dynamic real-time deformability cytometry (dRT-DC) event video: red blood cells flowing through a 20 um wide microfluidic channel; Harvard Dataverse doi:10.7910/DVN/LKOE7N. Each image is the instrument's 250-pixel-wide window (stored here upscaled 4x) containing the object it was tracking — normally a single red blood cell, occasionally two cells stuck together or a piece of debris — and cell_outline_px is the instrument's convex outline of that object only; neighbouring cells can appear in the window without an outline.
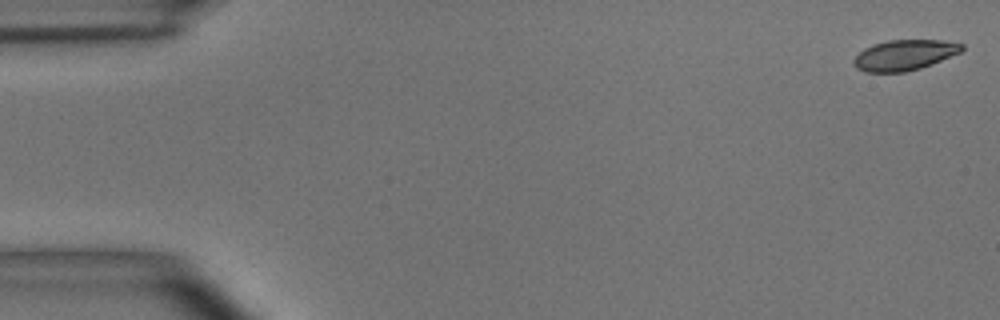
{"species": "common noctule bat (a hibernating species)", "species_latin": "Nyctalus noctula", "temperature_condition": "room temperature", "stored_images_in_passage": 47, "camera_frame_rate_fps": 3000, "um_per_image_px": 0.085, "animal": {"sex": "male", "body_mass_g": 15.6}, "frame": {"image": 1, "passage_image": 1, "time_ms": 0.0, "image_size_px": [1000, 320], "cell_outline_px": [[964, 48], [960, 52], [920, 68], [904, 72], [864, 72], [856, 68], [852, 64], [852, 60], [864, 48], [872, 44], [888, 40], [940, 40], [964, 44]], "centroid_in_image_um": [76.82, 4.68], "position_along_channel_um": 8.2, "area_um2": 19.13}}
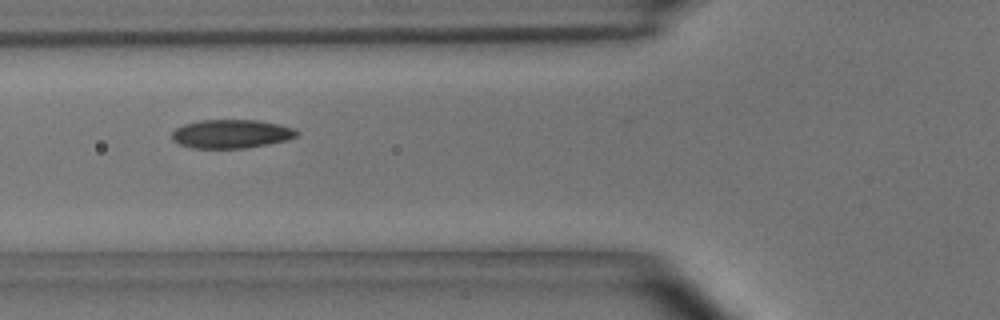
{"frame": {"image": 2, "passage_image": 20, "time_ms": 6.333, "image_size_px": [1000, 320], "cell_outline_px": [[300, 132], [296, 136], [288, 140], [268, 144], [244, 148], [192, 148], [180, 144], [172, 140], [172, 132], [176, 128], [184, 124], [200, 120], [256, 120], [280, 124], [296, 128]], "centroid_in_image_um": [19.69, 11.37], "position_along_channel_um": 106.1, "area_um2": 20.98}}
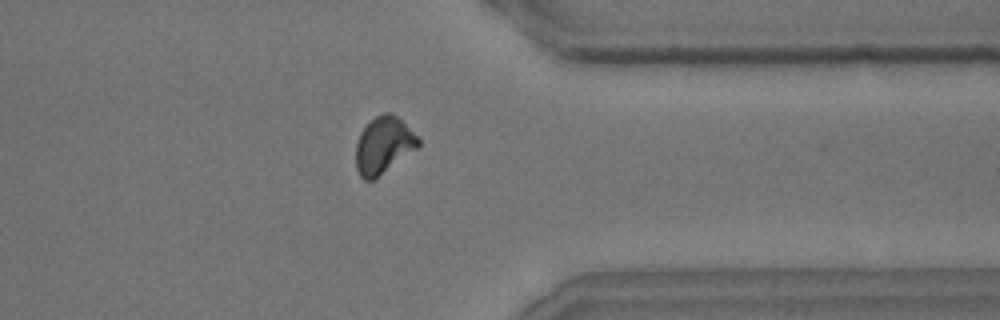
{"frame": {"image": 3, "passage_image": 43, "time_ms": 14.0, "image_size_px": [1000, 320], "cell_outline_px": [[420, 144], [416, 148], [372, 180], [364, 180], [360, 176], [356, 168], [356, 144], [360, 132], [376, 116], [384, 112], [392, 112], [420, 140]], "centroid_in_image_um": [32.56, 12.34], "position_along_channel_um": 378.8, "area_um2": 20.0}, "authors_computed_cell_mechanics": {"area_um2": 20.4034, "velocity_mm_per_s": 3.6491, "shape_relaxation_time_tau1_ms": 4.2367, "shape_relaxation_time_tau2_ms": 2.7782, "deformation_change_tau1": 0.1264, "deformation_change_tau2": 0.0666}}